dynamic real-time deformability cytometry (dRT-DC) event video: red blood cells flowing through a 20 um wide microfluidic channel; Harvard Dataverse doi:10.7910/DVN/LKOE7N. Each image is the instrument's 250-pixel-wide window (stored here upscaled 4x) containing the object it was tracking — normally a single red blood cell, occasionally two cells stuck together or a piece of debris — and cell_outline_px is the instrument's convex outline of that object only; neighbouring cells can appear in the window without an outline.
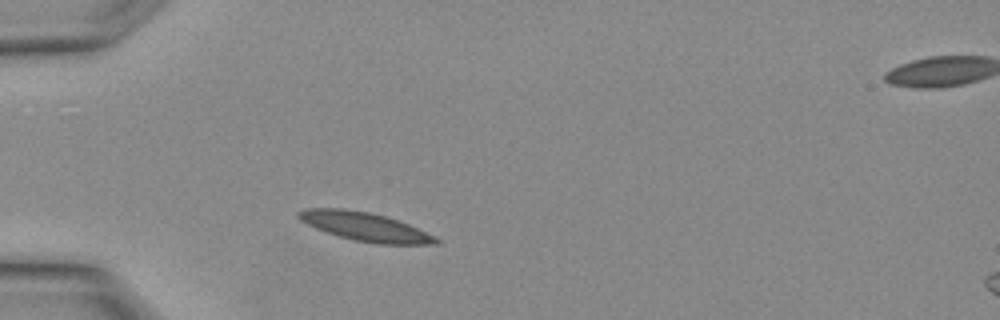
{"species": "Egyptian fruit bat (a non-hibernating species)", "species_latin": "Rousettus aegyptiacus", "temperature_condition": "warm", "stored_images_in_passage": 17, "camera_frame_rate_fps": 3000, "um_per_image_px": 0.085, "animal": {"sex": "female"}, "frame": {"image": 1, "passage_image": 3, "time_ms": 0.667, "image_size_px": [1000, 320], "cell_outline_px": [[440, 244], [376, 244], [352, 240], [316, 228], [300, 220], [296, 216], [296, 212], [304, 208], [344, 208], [368, 212], [384, 216], [408, 224], [440, 240]], "centroid_in_image_um": [30.97, 19.26], "position_along_channel_um": 54.0, "area_um2": 22.66}}
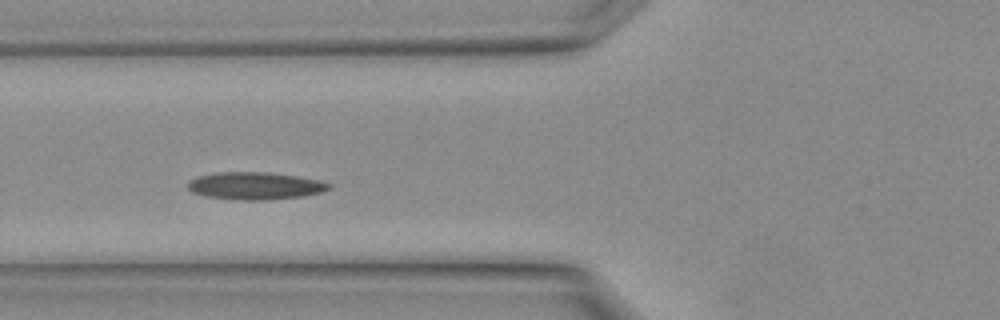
{"frame": {"image": 2, "passage_image": 6, "time_ms": 1.667, "image_size_px": [1000, 320], "cell_outline_px": [[332, 188], [320, 192], [304, 196], [268, 200], [240, 200], [208, 196], [192, 192], [188, 188], [188, 180], [196, 176], [216, 172], [268, 172], [296, 176], [320, 180], [332, 184]], "centroid_in_image_um": [21.69, 15.79], "position_along_channel_um": 104.1, "area_um2": 22.66}}
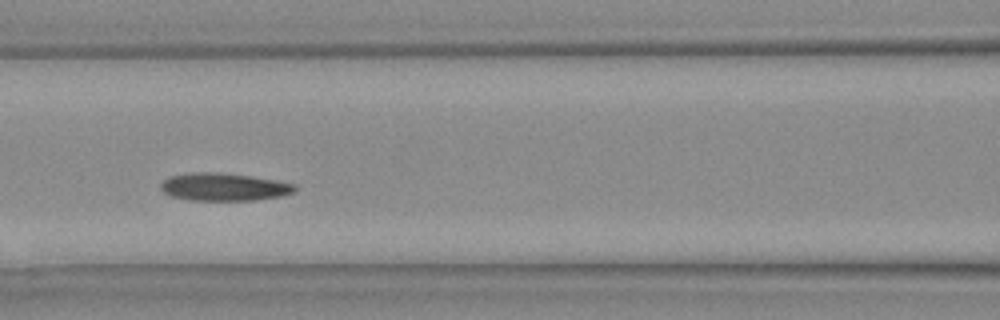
{"frame": {"image": 3, "passage_image": 8, "time_ms": 2.333, "image_size_px": [1000, 320], "cell_outline_px": [[296, 188], [292, 192], [280, 196], [256, 200], [192, 200], [172, 196], [164, 192], [160, 188], [160, 184], [168, 176], [192, 172], [212, 172], [248, 176], [272, 180], [292, 184]], "centroid_in_image_um": [18.95, 15.89], "position_along_channel_um": 147.6, "area_um2": 21.21}}